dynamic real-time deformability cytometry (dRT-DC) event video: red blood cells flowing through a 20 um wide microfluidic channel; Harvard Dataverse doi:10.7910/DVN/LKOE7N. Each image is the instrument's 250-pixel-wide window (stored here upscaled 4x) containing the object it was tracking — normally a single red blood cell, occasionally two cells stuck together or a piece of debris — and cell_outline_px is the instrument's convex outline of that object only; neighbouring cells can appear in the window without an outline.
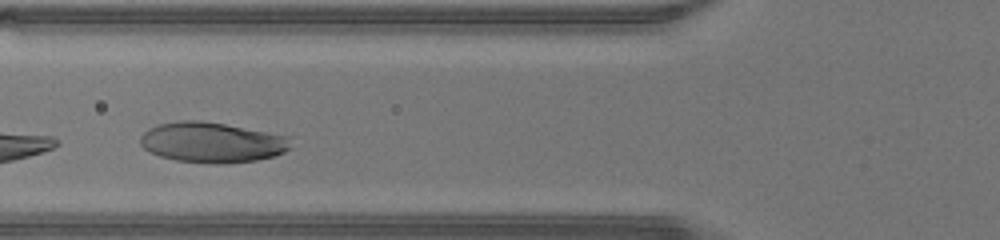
{"species": "human", "species_latin": "Homo sapiens", "temperature_condition": "warm", "stored_images_in_passage": 28, "camera_frame_rate_fps": 3000, "um_per_image_px": 0.085, "donor": {"sex": "male"}, "frame": {"image": 1, "passage_image": 8, "time_ms": 2.333, "image_size_px": [1000, 240], "cell_outline_px": [[292, 148], [284, 152], [272, 156], [256, 160], [220, 164], [216, 164], [176, 160], [160, 156], [148, 152], [140, 144], [140, 136], [148, 128], [160, 124], [180, 120], [200, 120], [224, 124], [288, 136]], "centroid_in_image_um": [17.99, 12.1], "position_along_channel_um": 107.8, "area_um2": 35.26}}
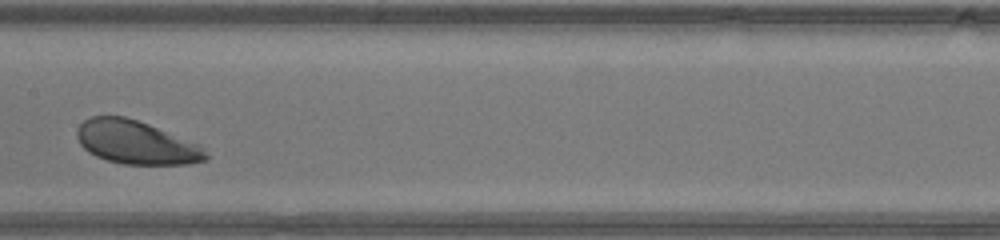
{"frame": {"image": 2, "passage_image": 14, "time_ms": 4.333, "image_size_px": [1000, 240], "cell_outline_px": [[208, 160], [188, 164], [124, 164], [108, 160], [96, 156], [88, 152], [80, 144], [76, 136], [76, 132], [80, 124], [84, 120], [92, 116], [124, 116], [148, 124], [200, 148], [208, 156]], "centroid_in_image_um": [11.45, 12.11], "position_along_channel_um": 195.9, "area_um2": 31.62}}
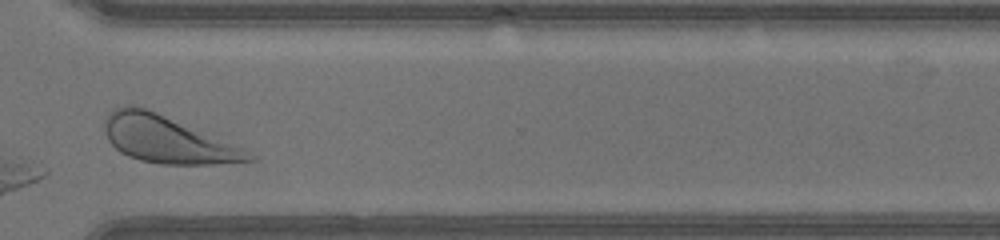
{"frame": {"image": 3, "passage_image": 25, "time_ms": 8.0, "image_size_px": [1000, 240], "cell_outline_px": [[256, 160], [212, 164], [160, 164], [140, 160], [128, 156], [120, 152], [108, 140], [104, 132], [104, 120], [116, 108], [128, 104], [136, 104], [156, 112], [244, 148], [256, 156]], "centroid_in_image_um": [14.2, 11.85], "position_along_channel_um": 356.4, "area_um2": 39.19}, "authors_computed_cell_mechanics": {"area_um2": 35.2002, "velocity_mm_per_s": 4.3984, "shape_relaxation_time_tau1_ms": 1.161, "shape_relaxation_time_tau2_ms": 4.159, "deformation_change_tau1": 0.1145, "deformation_change_tau2": 0.1362}}